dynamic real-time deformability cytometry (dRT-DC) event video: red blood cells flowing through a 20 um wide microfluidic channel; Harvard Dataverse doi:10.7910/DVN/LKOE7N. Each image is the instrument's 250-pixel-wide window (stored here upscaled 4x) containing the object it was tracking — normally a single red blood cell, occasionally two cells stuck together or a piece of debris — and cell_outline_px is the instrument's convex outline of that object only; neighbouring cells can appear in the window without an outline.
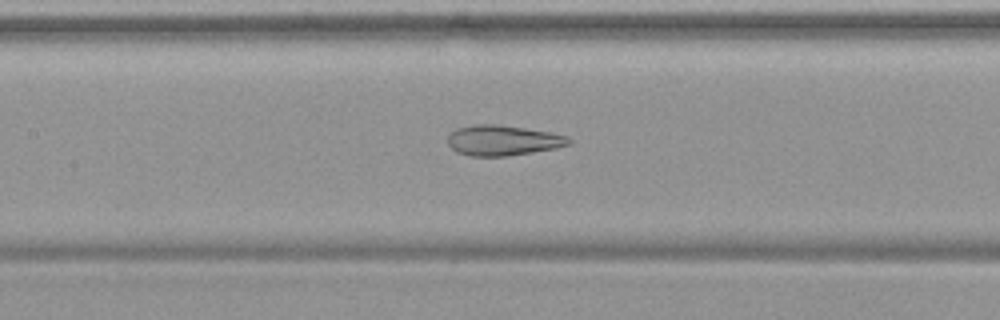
{"species": "common noctule bat (a hibernating species)", "species_latin": "Nyctalus noctula", "temperature_condition": "warm", "stored_images_in_passage": 54, "camera_frame_rate_fps": 3000, "um_per_image_px": 0.085, "animal": {"sex": "female", "body_mass_g": 19.9}, "frame": {"image": 1, "passage_image": 26, "time_ms": 8.333, "image_size_px": [1000, 320], "cell_outline_px": [[572, 144], [556, 148], [508, 156], [468, 156], [456, 152], [448, 144], [448, 136], [456, 128], [472, 124], [500, 124], [552, 132], [568, 136], [572, 140]], "centroid_in_image_um": [42.76, 11.92], "position_along_channel_um": 164.6, "area_um2": 21.73}}
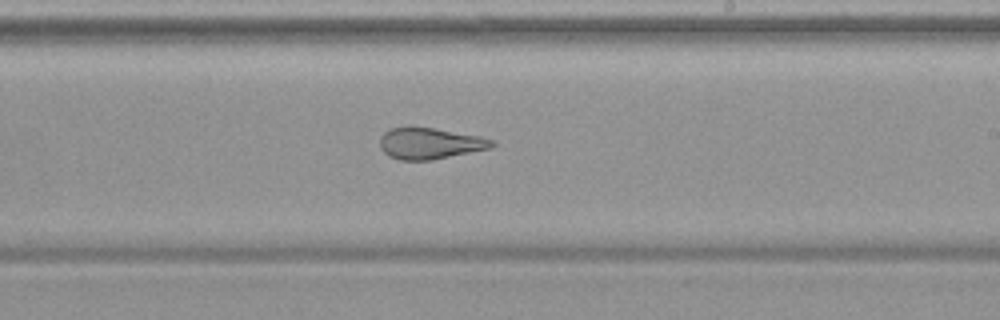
{"frame": {"image": 2, "passage_image": 33, "time_ms": 10.667, "image_size_px": [1000, 320], "cell_outline_px": [[496, 144], [492, 148], [432, 160], [400, 160], [388, 156], [380, 148], [380, 136], [388, 128], [412, 124], [436, 128], [480, 136], [496, 140]], "centroid_in_image_um": [36.52, 12.15], "position_along_channel_um": 252.5, "area_um2": 21.21}}
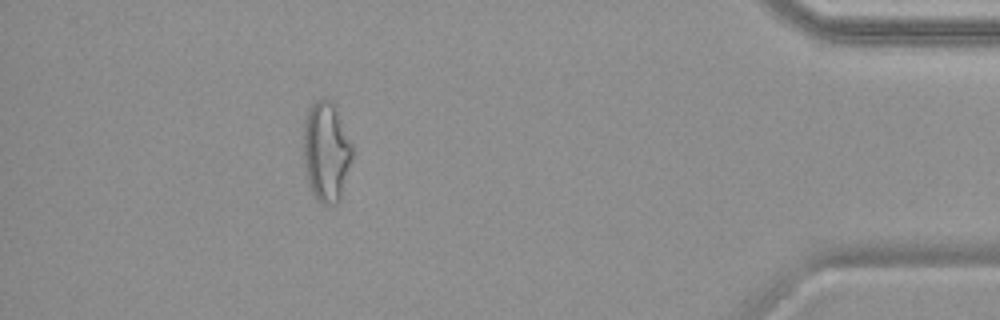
{"frame": {"image": 3, "passage_image": 49, "time_ms": 16.0, "image_size_px": [1000, 320], "cell_outline_px": [[352, 156], [340, 200], [336, 204], [328, 208], [320, 204], [316, 200], [308, 184], [304, 168], [304, 116], [308, 108], [316, 100], [324, 96], [332, 100], [336, 104], [352, 144]], "centroid_in_image_um": [27.72, 12.88], "position_along_channel_um": 407.5, "area_um2": 29.25}, "authors_computed_cell_mechanics": {"area_um2": 27.4839, "velocity_mm_per_s": 3.7844, "shape_relaxation_time_tau1_ms": null, "shape_relaxation_time_tau2_ms": 1.2988, "deformation_change_tau1": null, "deformation_change_tau2": 0.1074}}